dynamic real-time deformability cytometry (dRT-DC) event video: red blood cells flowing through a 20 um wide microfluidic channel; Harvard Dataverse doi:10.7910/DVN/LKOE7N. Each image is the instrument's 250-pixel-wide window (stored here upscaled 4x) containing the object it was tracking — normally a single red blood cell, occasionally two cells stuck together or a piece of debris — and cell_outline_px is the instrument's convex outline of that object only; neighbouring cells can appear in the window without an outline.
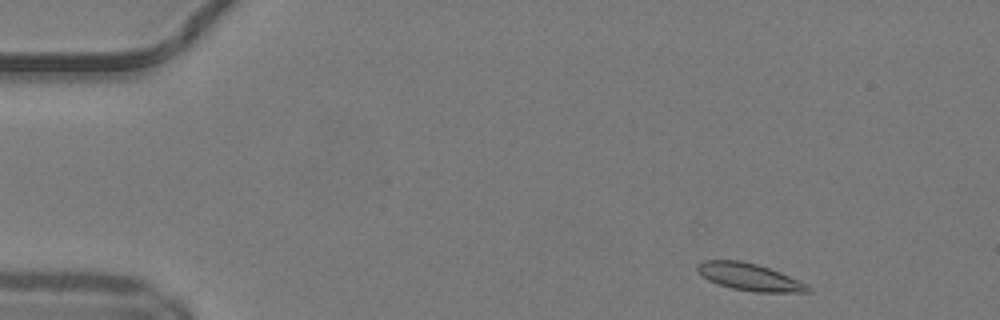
{"species": "common noctule bat (a hibernating species)", "species_latin": "Nyctalus noctula", "temperature_condition": "warm", "stored_images_in_passage": 21, "camera_frame_rate_fps": 3000, "um_per_image_px": 0.085, "animal": {"sex": "male", "body_mass_g": 19.2, "forearm_length_mm": 51.8}, "frame": {"image": 1, "passage_image": 2, "time_ms": 0.333, "image_size_px": [1000, 320], "cell_outline_px": [[812, 292], [756, 292], [732, 288], [716, 284], [708, 280], [696, 268], [704, 260], [740, 260], [756, 264], [780, 272], [808, 284], [812, 288]], "centroid_in_image_um": [63.75, 23.55], "position_along_channel_um": 21.2, "area_um2": 17.4}}
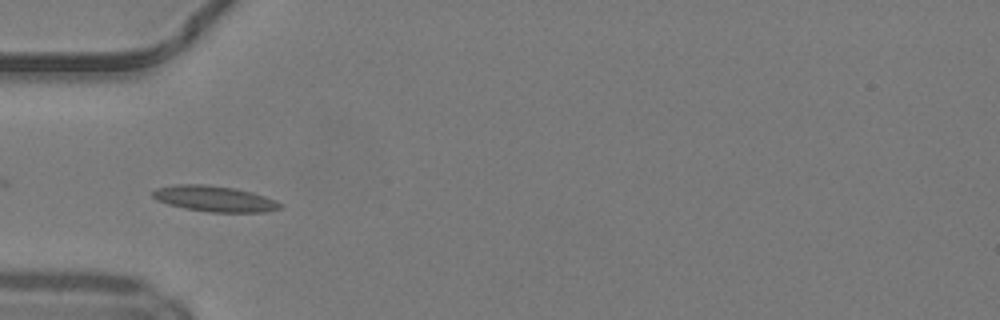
{"frame": {"image": 2, "passage_image": 12, "time_ms": 3.667, "image_size_px": [1000, 320], "cell_outline_px": [[284, 208], [268, 212], [208, 212], [184, 208], [168, 204], [156, 200], [152, 196], [152, 192], [156, 188], [176, 184], [204, 184], [236, 188], [252, 192], [276, 200], [284, 204]], "centroid_in_image_um": [18.27, 16.9], "position_along_channel_um": 66.7, "area_um2": 19.42}}
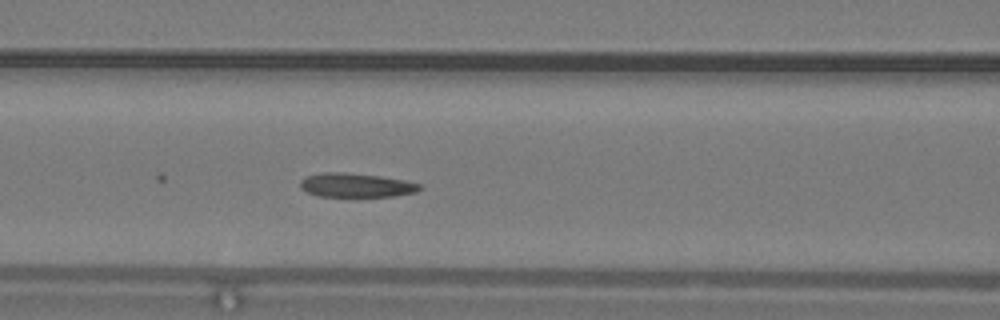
{"frame": {"image": 3, "passage_image": 17, "time_ms": 5.333, "image_size_px": [1000, 320], "cell_outline_px": [[424, 188], [416, 192], [396, 196], [320, 196], [308, 192], [300, 188], [300, 180], [308, 176], [324, 172], [344, 172], [380, 176], [404, 180], [420, 184]], "centroid_in_image_um": [30.3, 15.74], "position_along_channel_um": 136.3, "area_um2": 16.65}}